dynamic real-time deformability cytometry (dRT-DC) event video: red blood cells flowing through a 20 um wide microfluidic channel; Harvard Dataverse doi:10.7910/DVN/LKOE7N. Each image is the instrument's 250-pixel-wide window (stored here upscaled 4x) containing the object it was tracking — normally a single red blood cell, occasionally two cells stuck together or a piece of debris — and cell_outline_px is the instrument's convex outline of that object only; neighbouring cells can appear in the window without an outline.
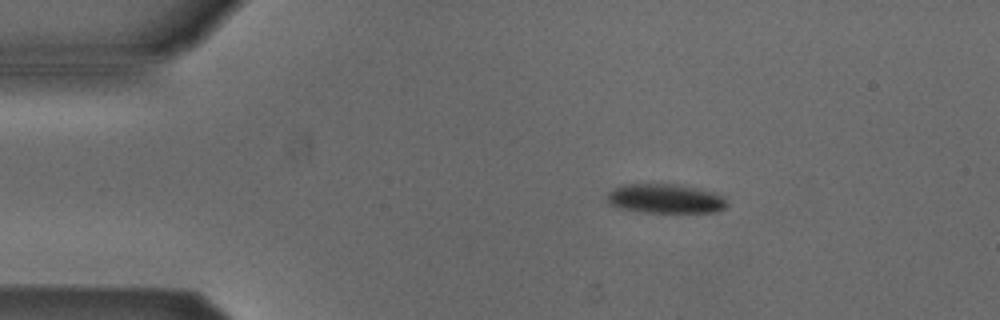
{"species": "Egyptian fruit bat (a non-hibernating species)", "species_latin": "Rousettus aegyptiacus", "temperature_condition": "cold", "stored_images_in_passage": 6, "camera_frame_rate_fps": 3000, "um_per_image_px": 0.085, "animal": {"sex": "male"}, "frame": {"image": 1, "passage_image": 3, "time_ms": 0.667, "image_size_px": [1000, 320], "cell_outline_px": [[728, 204], [724, 208], [716, 212], [644, 212], [620, 208], [608, 204], [608, 192], [612, 188], [620, 184], [676, 184], [720, 192], [724, 196]], "centroid_in_image_um": [56.59, 16.87], "position_along_channel_um": 28.4, "area_um2": 20.81}}
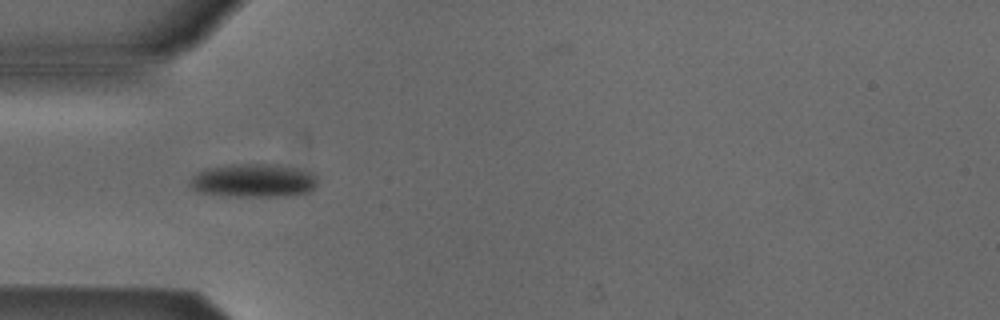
{"frame": {"image": 2, "passage_image": 5, "time_ms": 1.333, "image_size_px": [1000, 320], "cell_outline_px": [[316, 184], [308, 192], [276, 196], [224, 196], [196, 192], [188, 184], [192, 176], [208, 168], [248, 164], [272, 164], [296, 168], [312, 172], [316, 176]], "centroid_in_image_um": [21.51, 15.36], "position_along_channel_um": 63.5, "area_um2": 24.51}}
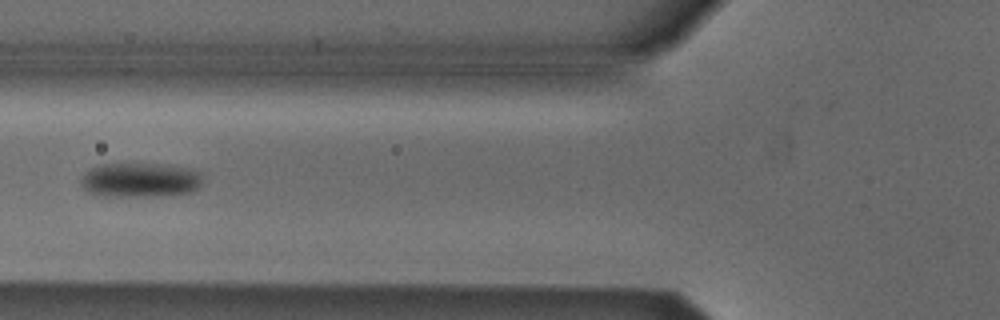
{"frame": {"image": 3, "passage_image": 6, "time_ms": 1.667, "image_size_px": [1000, 320], "cell_outline_px": [[204, 176], [200, 184], [192, 192], [160, 196], [104, 196], [88, 192], [80, 184], [80, 180], [92, 168], [100, 164], [168, 164], [188, 168], [200, 172]], "centroid_in_image_um": [11.95, 15.3], "position_along_channel_um": 113.8, "area_um2": 24.51}}